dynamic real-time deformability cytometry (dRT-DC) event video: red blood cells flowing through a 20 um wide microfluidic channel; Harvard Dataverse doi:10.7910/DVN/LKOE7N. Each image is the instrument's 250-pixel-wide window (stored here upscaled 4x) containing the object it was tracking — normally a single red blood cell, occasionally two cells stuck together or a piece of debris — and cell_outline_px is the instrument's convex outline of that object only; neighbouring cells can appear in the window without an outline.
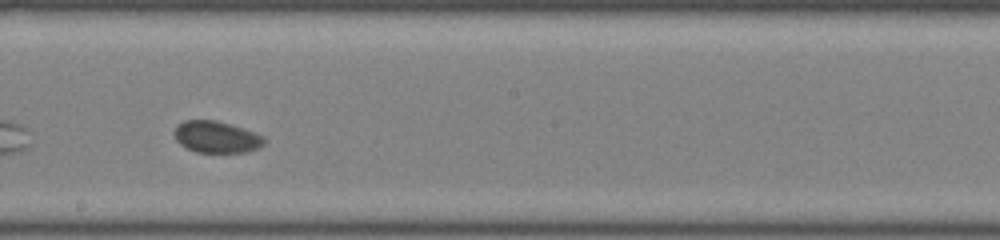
{"species": "common noctule bat (a hibernating species)", "species_latin": "Nyctalus noctula", "temperature_condition": "room temperature", "stored_images_in_passage": 33, "camera_frame_rate_fps": 3000, "um_per_image_px": 0.085, "animal": {"sex": "female", "body_mass_g": 22.0, "forearm_length_mm": 56.7}, "frame": {"image": 1, "passage_image": 15, "time_ms": 4.667, "image_size_px": [1000, 240], "cell_outline_px": [[264, 144], [260, 148], [248, 152], [196, 152], [180, 144], [176, 140], [172, 132], [176, 124], [184, 120], [216, 120], [256, 132], [264, 136]], "centroid_in_image_um": [18.38, 11.63], "position_along_channel_um": 229.8, "area_um2": 16.82}}